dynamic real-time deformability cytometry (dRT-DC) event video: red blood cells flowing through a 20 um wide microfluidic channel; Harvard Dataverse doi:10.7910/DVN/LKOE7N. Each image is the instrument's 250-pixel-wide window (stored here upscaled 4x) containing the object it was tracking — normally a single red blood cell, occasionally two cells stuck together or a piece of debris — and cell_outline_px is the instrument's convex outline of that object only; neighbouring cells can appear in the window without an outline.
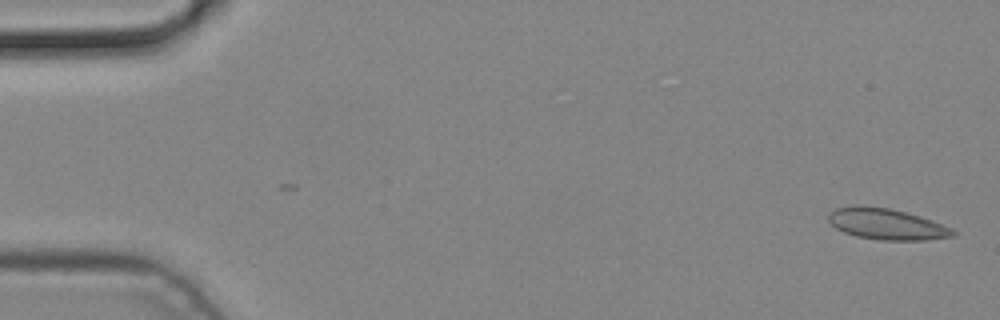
{"species": "common noctule bat (a hibernating species)", "species_latin": "Nyctalus noctula", "temperature_condition": "cold", "stored_images_in_passage": 6, "camera_frame_rate_fps": 3000, "um_per_image_px": 0.085, "animal": {"sex": "male", "body_mass_g": 19.2, "forearm_length_mm": 51.8}, "frame": {"image": 1, "passage_image": 1, "time_ms": 0.0, "image_size_px": [1000, 320], "cell_outline_px": [[956, 232], [952, 236], [924, 240], [880, 240], [856, 236], [844, 232], [836, 228], [828, 220], [828, 216], [836, 208], [856, 204], [888, 208], [920, 216], [932, 220], [952, 228]], "centroid_in_image_um": [75.34, 19.04], "position_along_channel_um": 9.7, "area_um2": 22.43}}
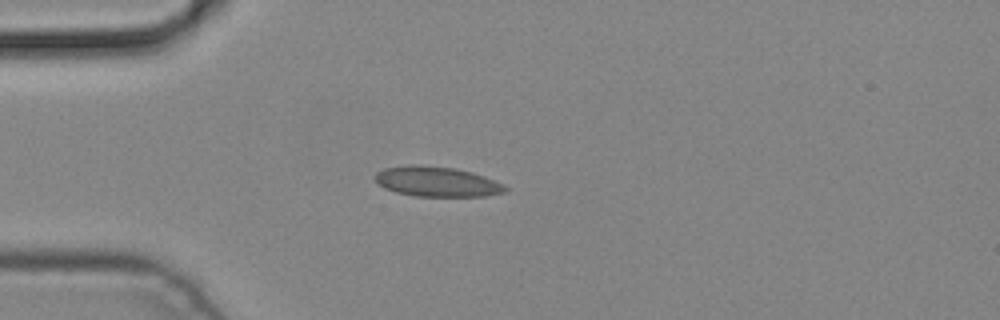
{"frame": {"image": 2, "passage_image": 4, "time_ms": 1.0, "image_size_px": [1000, 320], "cell_outline_px": [[508, 192], [484, 196], [416, 196], [396, 192], [384, 188], [376, 180], [376, 172], [384, 168], [408, 164], [416, 164], [456, 168], [472, 172], [484, 176], [504, 184], [508, 188]], "centroid_in_image_um": [37.16, 15.43], "position_along_channel_um": 47.8, "area_um2": 22.89}}
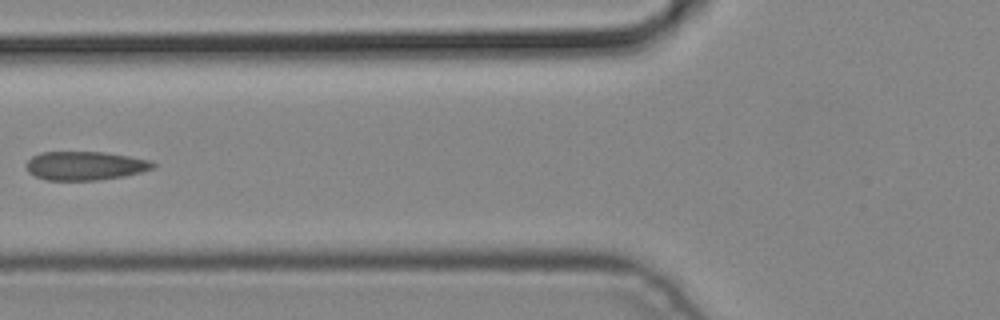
{"frame": {"image": 3, "passage_image": 6, "time_ms": 1.667, "image_size_px": [1000, 320], "cell_outline_px": [[156, 168], [124, 176], [96, 180], [48, 180], [36, 176], [28, 172], [28, 160], [32, 156], [40, 152], [104, 152], [152, 160], [156, 164]], "centroid_in_image_um": [7.28, 14.08], "position_along_channel_um": 118.5, "area_um2": 21.15}}